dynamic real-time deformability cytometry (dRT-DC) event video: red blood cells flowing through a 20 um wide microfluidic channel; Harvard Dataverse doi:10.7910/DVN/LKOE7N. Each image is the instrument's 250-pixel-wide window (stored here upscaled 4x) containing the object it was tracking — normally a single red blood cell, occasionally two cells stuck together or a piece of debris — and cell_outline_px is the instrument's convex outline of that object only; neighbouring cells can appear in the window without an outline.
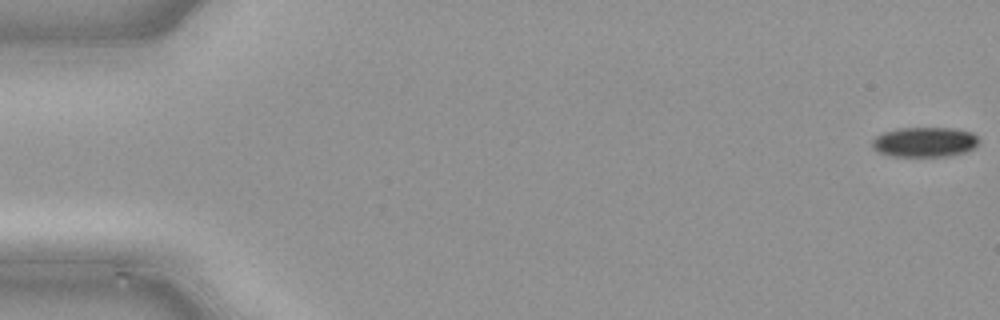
{"species": "common noctule bat (a hibernating species)", "species_latin": "Nyctalus noctula", "temperature_condition": "cold", "stored_images_in_passage": 10, "camera_frame_rate_fps": 3000, "um_per_image_px": 0.085, "animal": {"sex": "male", "body_mass_g": 21.5, "forearm_length_mm": 52.0}, "frame": {"image": 1, "passage_image": 1, "time_ms": 0.0, "image_size_px": [1000, 320], "cell_outline_px": [[980, 144], [976, 148], [968, 152], [948, 156], [892, 156], [880, 152], [872, 148], [872, 140], [876, 136], [884, 132], [896, 128], [956, 128], [972, 132], [980, 140]], "centroid_in_image_um": [78.66, 12.07], "position_along_channel_um": 6.3, "area_um2": 18.9}}